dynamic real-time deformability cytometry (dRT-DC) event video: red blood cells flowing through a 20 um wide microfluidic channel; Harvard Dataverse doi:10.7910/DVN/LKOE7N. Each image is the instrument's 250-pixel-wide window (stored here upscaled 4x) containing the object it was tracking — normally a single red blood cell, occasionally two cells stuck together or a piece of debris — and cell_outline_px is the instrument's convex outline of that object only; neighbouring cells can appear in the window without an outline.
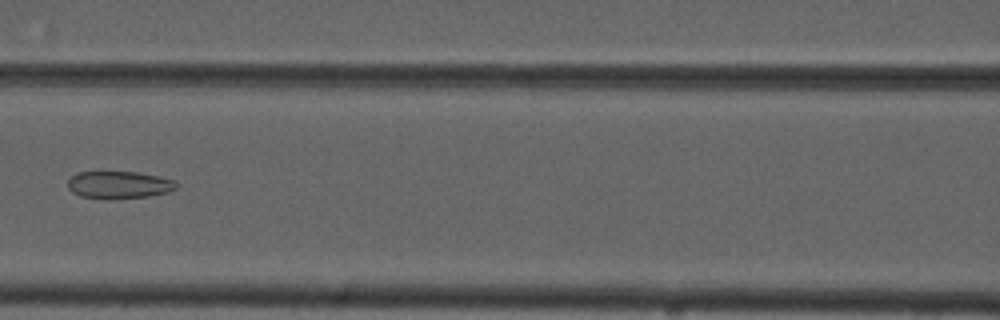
{"species": "common noctule bat (a hibernating species)", "species_latin": "Nyctalus noctula", "temperature_condition": "cold", "stored_images_in_passage": 10, "camera_frame_rate_fps": 3000, "um_per_image_px": 0.085, "animal": {"sex": "male", "forearm_length_mm": 52.5}, "frame": {"image": 1, "passage_image": 7, "time_ms": 8.0, "image_size_px": [1000, 320], "cell_outline_px": [[176, 188], [168, 192], [148, 196], [112, 200], [104, 200], [80, 196], [72, 192], [68, 188], [68, 180], [72, 176], [80, 172], [136, 172], [156, 176], [172, 180], [176, 184]], "centroid_in_image_um": [10.06, 15.74], "position_along_channel_um": 156.5, "area_um2": 17.34}}
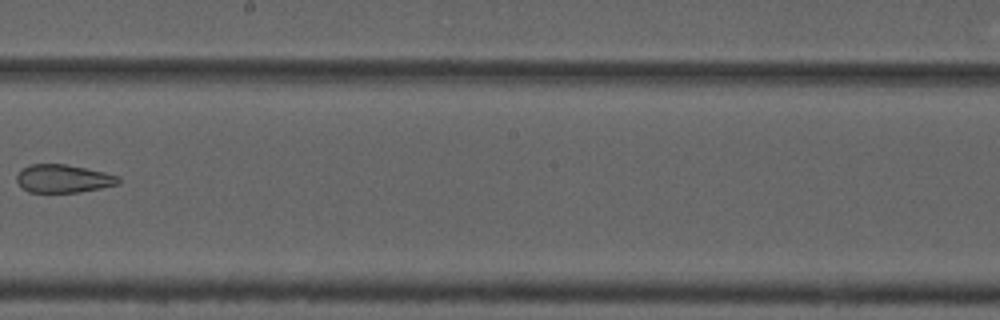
{"frame": {"image": 2, "passage_image": 9, "time_ms": 10.333, "image_size_px": [1000, 320], "cell_outline_px": [[120, 184], [80, 192], [28, 192], [20, 188], [16, 180], [16, 176], [24, 168], [32, 164], [64, 164], [104, 172], [120, 176]], "centroid_in_image_um": [5.38, 15.19], "position_along_channel_um": 242.8, "area_um2": 16.65}}
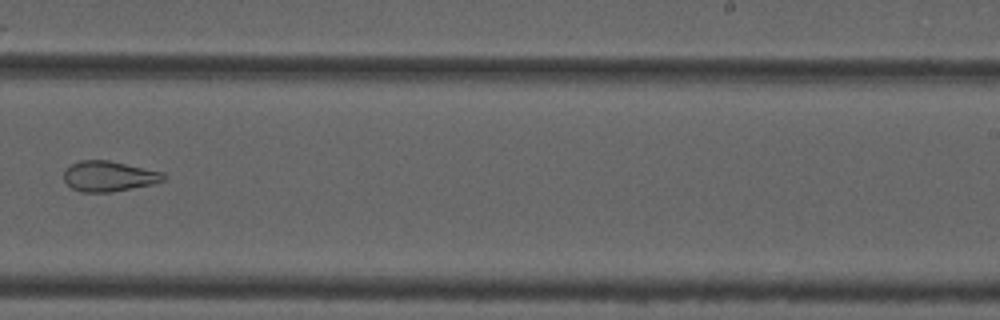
{"frame": {"image": 3, "passage_image": 10, "time_ms": 11.333, "image_size_px": [1000, 320], "cell_outline_px": [[168, 176], [164, 180], [156, 184], [112, 192], [80, 192], [72, 188], [64, 180], [64, 172], [72, 164], [80, 160], [108, 160], [164, 172]], "centroid_in_image_um": [9.31, 14.99], "position_along_channel_um": 279.7, "area_um2": 17.8}}